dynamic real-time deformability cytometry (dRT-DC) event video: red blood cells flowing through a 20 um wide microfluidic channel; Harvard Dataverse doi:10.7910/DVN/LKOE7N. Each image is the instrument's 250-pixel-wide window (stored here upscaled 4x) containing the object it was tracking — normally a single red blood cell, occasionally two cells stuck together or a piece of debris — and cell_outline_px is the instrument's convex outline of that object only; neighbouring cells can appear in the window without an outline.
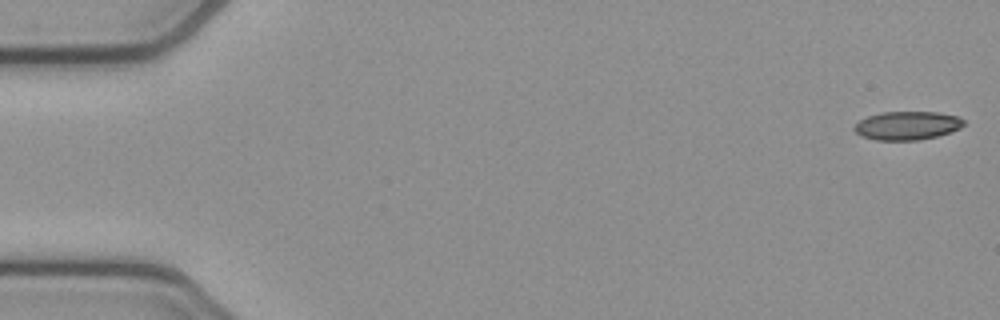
{"species": "common noctule bat (a hibernating species)", "species_latin": "Nyctalus noctula", "temperature_condition": "cold", "stored_images_in_passage": 53, "camera_frame_rate_fps": 3000, "um_per_image_px": 0.085, "animal": {"sex": "female", "body_mass_g": 21.9}, "frame": {"image": 1, "passage_image": 1, "time_ms": 0.0, "image_size_px": [1000, 320], "cell_outline_px": [[964, 124], [960, 128], [936, 136], [916, 140], [876, 140], [864, 136], [856, 132], [852, 128], [860, 120], [868, 116], [880, 112], [940, 112], [956, 116], [964, 120]], "centroid_in_image_um": [77.1, 10.66], "position_along_channel_um": 7.9, "area_um2": 17.98}}
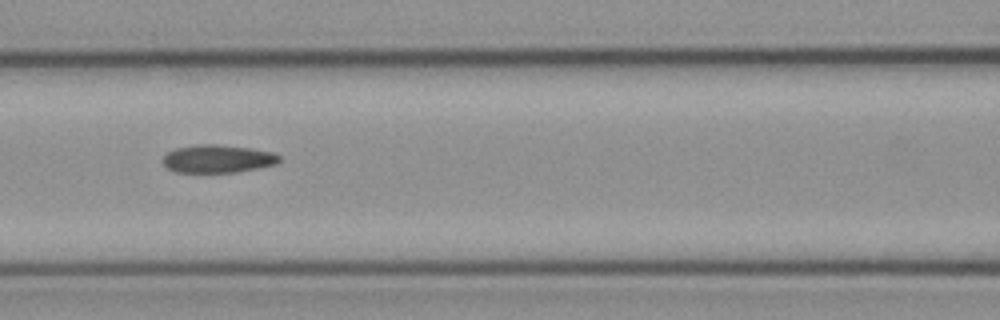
{"frame": {"image": 2, "passage_image": 23, "time_ms": 7.333, "image_size_px": [1000, 320], "cell_outline_px": [[280, 160], [276, 164], [236, 172], [176, 172], [168, 168], [164, 164], [164, 156], [168, 152], [176, 148], [200, 144], [216, 144], [248, 148], [272, 152], [280, 156]], "centroid_in_image_um": [18.51, 13.49], "position_along_channel_um": 148.1, "area_um2": 18.67}}
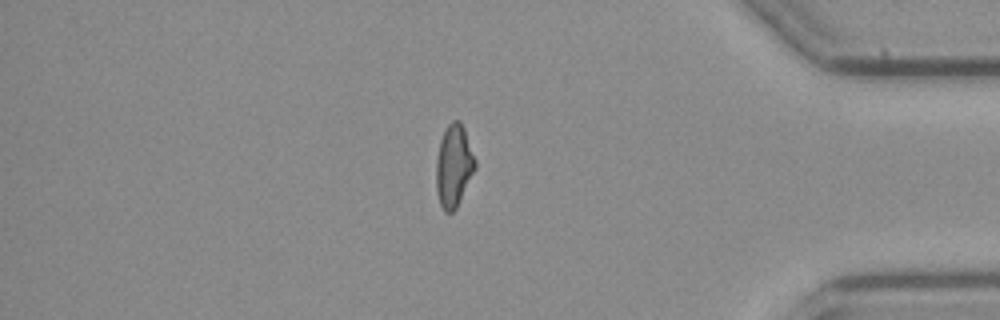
{"frame": {"image": 3, "passage_image": 45, "time_ms": 14.667, "image_size_px": [1000, 320], "cell_outline_px": [[476, 168], [456, 208], [452, 212], [444, 212], [440, 204], [436, 188], [436, 160], [440, 140], [448, 124], [452, 120], [460, 120], [464, 128], [476, 160]], "centroid_in_image_um": [38.57, 14.09], "position_along_channel_um": 396.6, "area_um2": 18.67}, "authors_computed_cell_mechanics": {"area_um2": 18.9006, "velocity_mm_per_s": 3.8459, "shape_relaxation_time_tau1_ms": null, "shape_relaxation_time_tau2_ms": 4.0332, "deformation_change_tau1": null, "deformation_change_tau2": 0.1017}}